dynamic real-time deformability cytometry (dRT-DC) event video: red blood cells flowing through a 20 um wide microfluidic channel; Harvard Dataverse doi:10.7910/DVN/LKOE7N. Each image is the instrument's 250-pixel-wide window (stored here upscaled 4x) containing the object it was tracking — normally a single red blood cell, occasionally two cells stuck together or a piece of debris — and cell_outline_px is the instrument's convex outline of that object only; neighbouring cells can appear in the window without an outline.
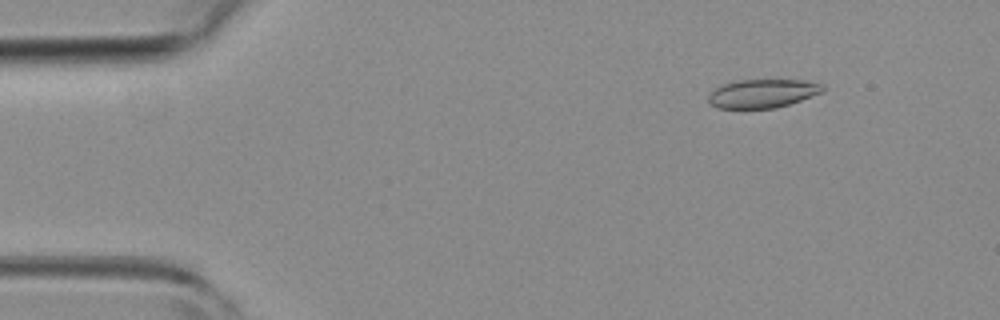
{"species": "common noctule bat (a hibernating species)", "species_latin": "Nyctalus noctula", "temperature_condition": "room temperature", "stored_images_in_passage": 11, "camera_frame_rate_fps": 3000, "um_per_image_px": 0.085, "animal": {"sex": "female", "body_mass_g": 19.3, "forearm_length_mm": 54.1}, "frame": {"image": 1, "passage_image": 2, "time_ms": 0.333, "image_size_px": [1000, 320], "cell_outline_px": [[824, 88], [820, 92], [800, 100], [776, 108], [720, 108], [712, 104], [708, 100], [708, 96], [716, 88], [724, 84], [736, 80], [804, 80], [824, 84]], "centroid_in_image_um": [64.82, 7.93], "position_along_channel_um": 20.2, "area_um2": 18.73}}